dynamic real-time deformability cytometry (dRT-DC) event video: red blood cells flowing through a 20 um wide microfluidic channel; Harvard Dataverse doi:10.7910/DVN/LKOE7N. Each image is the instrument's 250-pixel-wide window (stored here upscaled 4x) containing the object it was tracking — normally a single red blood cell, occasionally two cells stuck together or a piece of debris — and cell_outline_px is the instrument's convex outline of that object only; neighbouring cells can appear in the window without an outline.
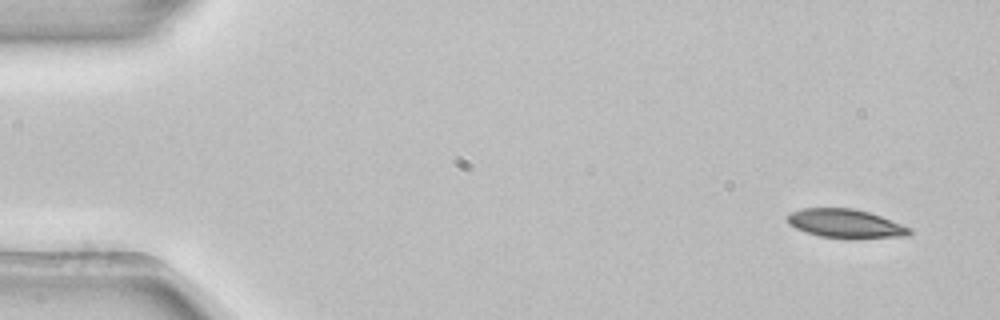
{"species": "common noctule bat (a hibernating species)", "species_latin": "Nyctalus noctula", "temperature_condition": "room temperature", "stored_images_in_passage": 6, "camera_frame_rate_fps": 3000, "um_per_image_px": 0.085, "animal": {"sex": "female", "body_mass_g": 22.7, "forearm_length_mm": 54.2}, "frame": {"image": 1, "passage_image": 1, "time_ms": 0.0, "image_size_px": [1000, 320], "cell_outline_px": [[912, 232], [908, 236], [852, 240], [820, 236], [796, 228], [788, 224], [784, 216], [792, 212], [804, 208], [852, 208], [868, 212], [880, 216], [912, 228]], "centroid_in_image_um": [71.89, 19.03], "position_along_channel_um": 13.1, "area_um2": 20.87}}
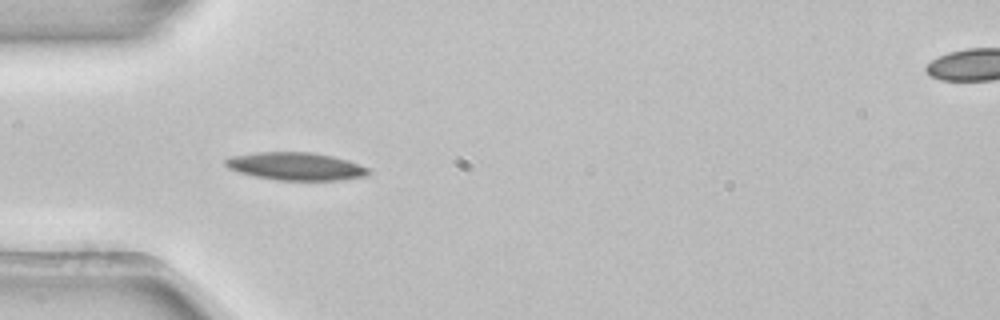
{"frame": {"image": 2, "passage_image": 4, "time_ms": 1.0, "image_size_px": [1000, 320], "cell_outline_px": [[372, 172], [368, 176], [344, 180], [276, 180], [256, 176], [240, 172], [228, 168], [224, 164], [224, 160], [232, 156], [256, 152], [312, 152], [332, 156], [348, 160], [368, 168]], "centroid_in_image_um": [25.18, 14.14], "position_along_channel_um": 59.8, "area_um2": 23.24}}